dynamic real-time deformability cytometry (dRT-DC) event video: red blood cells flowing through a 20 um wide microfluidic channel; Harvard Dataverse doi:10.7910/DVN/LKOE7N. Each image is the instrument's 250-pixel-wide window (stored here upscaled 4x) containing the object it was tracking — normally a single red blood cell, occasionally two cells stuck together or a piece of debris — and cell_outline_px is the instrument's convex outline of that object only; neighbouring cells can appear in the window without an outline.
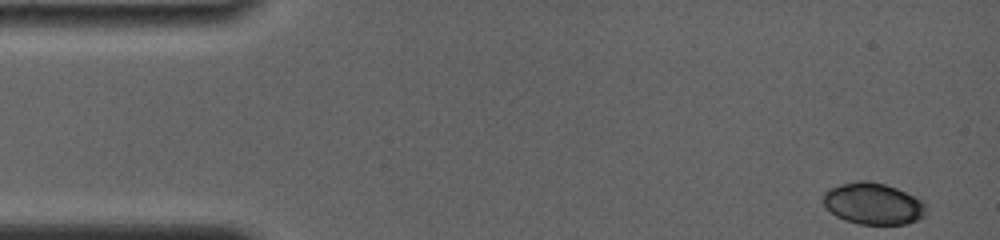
{"species": "common noctule bat (a hibernating species)", "species_latin": "Nyctalus noctula", "temperature_condition": "room temperature", "stored_images_in_passage": 12, "camera_frame_rate_fps": 4000, "um_per_image_px": 0.085, "animal": {"sex": "female", "body_mass_g": 19.0, "forearm_length_mm": 56.7}, "frame": {"image": 1, "passage_image": 1, "time_ms": 0.0, "image_size_px": [1000, 240], "cell_outline_px": [[928, 208], [924, 216], [908, 224], [860, 224], [844, 220], [836, 216], [824, 204], [824, 192], [828, 188], [840, 184], [856, 180], [868, 180], [884, 184], [896, 188], [924, 200]], "centroid_in_image_um": [74.25, 17.3], "position_along_channel_um": 10.8, "area_um2": 25.14}}
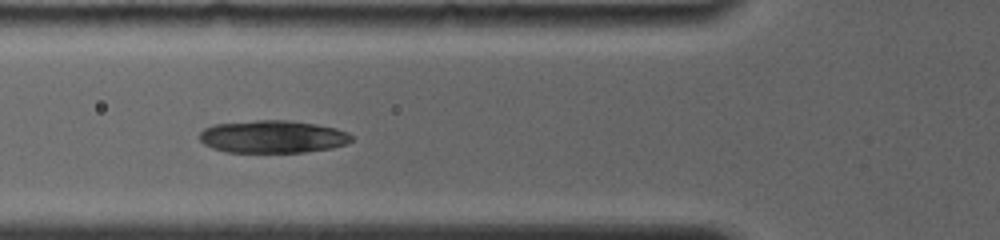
{"frame": {"image": 2, "passage_image": 10, "time_ms": 5.25, "image_size_px": [1000, 240], "cell_outline_px": [[352, 140], [344, 144], [332, 148], [304, 152], [228, 152], [212, 148], [204, 144], [196, 136], [204, 128], [212, 124], [256, 120], [288, 120], [316, 124], [336, 128], [348, 132], [352, 136]], "centroid_in_image_um": [23.13, 11.61], "position_along_channel_um": 102.7, "area_um2": 29.07}}
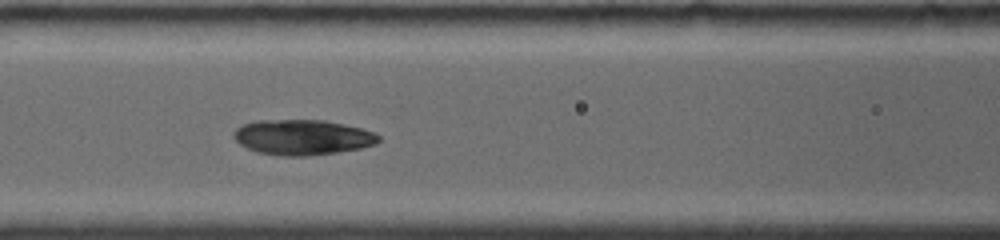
{"frame": {"image": 3, "passage_image": 12, "time_ms": 6.25, "image_size_px": [1000, 240], "cell_outline_px": [[380, 140], [376, 144], [360, 148], [336, 152], [308, 156], [280, 156], [256, 152], [240, 144], [232, 136], [232, 132], [236, 128], [244, 124], [256, 120], [324, 120], [344, 124], [360, 128], [372, 132], [380, 136]], "centroid_in_image_um": [25.68, 11.67], "position_along_channel_um": 140.9, "area_um2": 29.82}}